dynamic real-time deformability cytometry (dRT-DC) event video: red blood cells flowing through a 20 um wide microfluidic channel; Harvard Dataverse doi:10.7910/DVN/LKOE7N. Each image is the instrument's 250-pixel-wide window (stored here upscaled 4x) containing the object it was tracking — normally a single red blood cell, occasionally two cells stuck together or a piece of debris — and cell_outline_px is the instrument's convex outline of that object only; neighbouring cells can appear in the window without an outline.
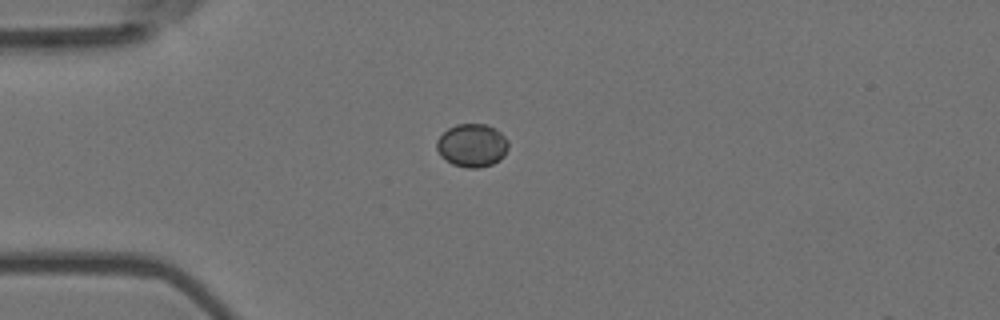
{"species": "Egyptian fruit bat (a non-hibernating species)", "species_latin": "Rousettus aegyptiacus", "temperature_condition": "room temperature", "stored_images_in_passage": 8, "camera_frame_rate_fps": 3000, "um_per_image_px": 0.085, "animal": {"sex": "female"}, "frame": {"image": 1, "passage_image": 1, "time_ms": 0.0, "image_size_px": [1000, 320], "cell_outline_px": [[508, 148], [504, 156], [500, 160], [492, 164], [480, 168], [468, 168], [452, 164], [444, 160], [440, 156], [436, 148], [436, 140], [448, 128], [456, 124], [484, 124], [500, 132], [508, 140]], "centroid_in_image_um": [40.11, 12.37], "position_along_channel_um": 44.9, "area_um2": 18.15}}
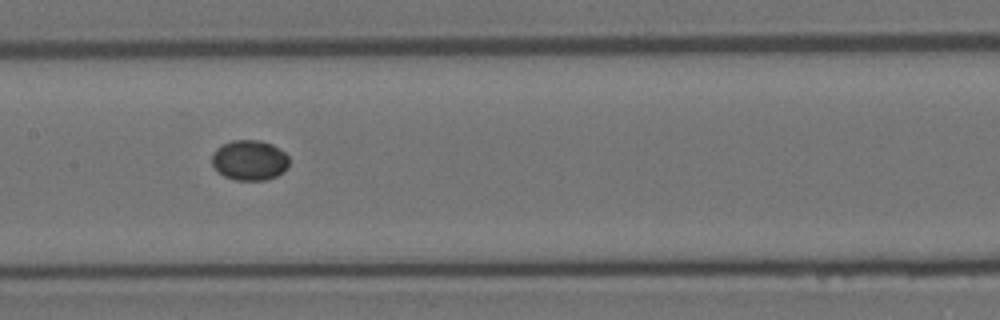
{"frame": {"image": 2, "passage_image": 5, "time_ms": 1.333, "image_size_px": [1000, 320], "cell_outline_px": [[288, 168], [284, 172], [276, 176], [264, 180], [236, 180], [224, 176], [212, 164], [212, 156], [216, 148], [232, 140], [260, 140], [272, 144], [284, 152], [288, 156]], "centroid_in_image_um": [21.23, 13.61], "position_along_channel_um": 186.2, "area_um2": 18.03}}
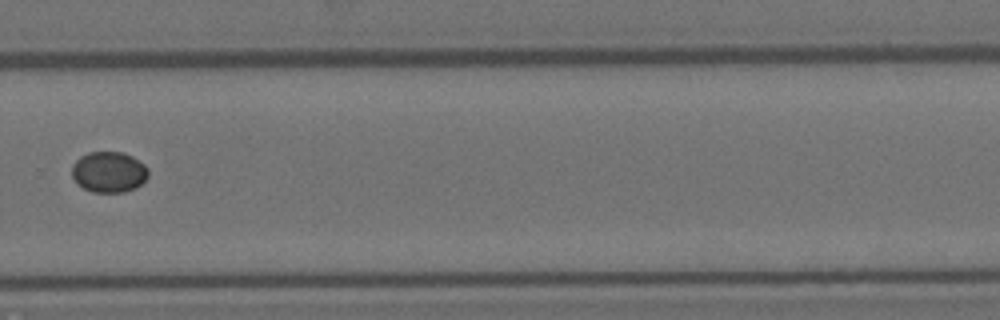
{"frame": {"image": 3, "passage_image": 8, "time_ms": 2.333, "image_size_px": [1000, 320], "cell_outline_px": [[148, 176], [136, 188], [124, 192], [92, 192], [84, 188], [72, 176], [72, 164], [80, 156], [88, 152], [124, 152], [132, 156], [144, 164], [148, 168]], "centroid_in_image_um": [9.26, 14.61], "position_along_channel_um": 320.5, "area_um2": 18.15}}